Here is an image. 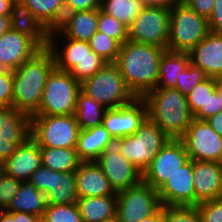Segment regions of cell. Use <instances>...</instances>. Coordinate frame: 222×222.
<instances>
[{
	"mask_svg": "<svg viewBox=\"0 0 222 222\" xmlns=\"http://www.w3.org/2000/svg\"><path fill=\"white\" fill-rule=\"evenodd\" d=\"M166 50L150 44L127 40L121 45L115 64L136 98L156 88L159 62Z\"/></svg>",
	"mask_w": 222,
	"mask_h": 222,
	"instance_id": "6da1fadb",
	"label": "cell"
},
{
	"mask_svg": "<svg viewBox=\"0 0 222 222\" xmlns=\"http://www.w3.org/2000/svg\"><path fill=\"white\" fill-rule=\"evenodd\" d=\"M52 53L42 48L13 71L12 106L33 116L39 109L49 75L55 69Z\"/></svg>",
	"mask_w": 222,
	"mask_h": 222,
	"instance_id": "7a4b0ae2",
	"label": "cell"
},
{
	"mask_svg": "<svg viewBox=\"0 0 222 222\" xmlns=\"http://www.w3.org/2000/svg\"><path fill=\"white\" fill-rule=\"evenodd\" d=\"M142 99L146 103L147 118L171 139H180L194 120L187 97L176 88H154Z\"/></svg>",
	"mask_w": 222,
	"mask_h": 222,
	"instance_id": "3957f363",
	"label": "cell"
},
{
	"mask_svg": "<svg viewBox=\"0 0 222 222\" xmlns=\"http://www.w3.org/2000/svg\"><path fill=\"white\" fill-rule=\"evenodd\" d=\"M209 33L207 18L197 14L181 0L171 5L168 51L189 53Z\"/></svg>",
	"mask_w": 222,
	"mask_h": 222,
	"instance_id": "277c9868",
	"label": "cell"
},
{
	"mask_svg": "<svg viewBox=\"0 0 222 222\" xmlns=\"http://www.w3.org/2000/svg\"><path fill=\"white\" fill-rule=\"evenodd\" d=\"M81 91L106 109L131 103L136 97L127 87L118 66L107 63L92 77L84 79Z\"/></svg>",
	"mask_w": 222,
	"mask_h": 222,
	"instance_id": "5b68a950",
	"label": "cell"
},
{
	"mask_svg": "<svg viewBox=\"0 0 222 222\" xmlns=\"http://www.w3.org/2000/svg\"><path fill=\"white\" fill-rule=\"evenodd\" d=\"M81 84L69 72L55 68L48 77L41 105L33 116L75 114Z\"/></svg>",
	"mask_w": 222,
	"mask_h": 222,
	"instance_id": "8992f818",
	"label": "cell"
},
{
	"mask_svg": "<svg viewBox=\"0 0 222 222\" xmlns=\"http://www.w3.org/2000/svg\"><path fill=\"white\" fill-rule=\"evenodd\" d=\"M170 139L156 123L146 118L134 134L123 137L120 153L143 173Z\"/></svg>",
	"mask_w": 222,
	"mask_h": 222,
	"instance_id": "52a82bcc",
	"label": "cell"
},
{
	"mask_svg": "<svg viewBox=\"0 0 222 222\" xmlns=\"http://www.w3.org/2000/svg\"><path fill=\"white\" fill-rule=\"evenodd\" d=\"M79 131L74 114L31 116V137L40 147L76 148Z\"/></svg>",
	"mask_w": 222,
	"mask_h": 222,
	"instance_id": "ba28073f",
	"label": "cell"
},
{
	"mask_svg": "<svg viewBox=\"0 0 222 222\" xmlns=\"http://www.w3.org/2000/svg\"><path fill=\"white\" fill-rule=\"evenodd\" d=\"M122 145L123 137H112L95 160L116 193L142 181V173L120 153Z\"/></svg>",
	"mask_w": 222,
	"mask_h": 222,
	"instance_id": "9c48e42d",
	"label": "cell"
},
{
	"mask_svg": "<svg viewBox=\"0 0 222 222\" xmlns=\"http://www.w3.org/2000/svg\"><path fill=\"white\" fill-rule=\"evenodd\" d=\"M170 7H144L128 27V40L167 50Z\"/></svg>",
	"mask_w": 222,
	"mask_h": 222,
	"instance_id": "30bf717a",
	"label": "cell"
},
{
	"mask_svg": "<svg viewBox=\"0 0 222 222\" xmlns=\"http://www.w3.org/2000/svg\"><path fill=\"white\" fill-rule=\"evenodd\" d=\"M161 206L157 190L141 181L117 193L116 216L120 222H139Z\"/></svg>",
	"mask_w": 222,
	"mask_h": 222,
	"instance_id": "8fae6325",
	"label": "cell"
},
{
	"mask_svg": "<svg viewBox=\"0 0 222 222\" xmlns=\"http://www.w3.org/2000/svg\"><path fill=\"white\" fill-rule=\"evenodd\" d=\"M29 181L35 189L45 193L49 205L77 203L75 171L56 172L41 165Z\"/></svg>",
	"mask_w": 222,
	"mask_h": 222,
	"instance_id": "7c38bea8",
	"label": "cell"
},
{
	"mask_svg": "<svg viewBox=\"0 0 222 222\" xmlns=\"http://www.w3.org/2000/svg\"><path fill=\"white\" fill-rule=\"evenodd\" d=\"M188 160L184 142L181 139H170L142 173V181L158 190Z\"/></svg>",
	"mask_w": 222,
	"mask_h": 222,
	"instance_id": "4fadbf2b",
	"label": "cell"
},
{
	"mask_svg": "<svg viewBox=\"0 0 222 222\" xmlns=\"http://www.w3.org/2000/svg\"><path fill=\"white\" fill-rule=\"evenodd\" d=\"M191 160L222 163V137L205 120L195 119L180 138Z\"/></svg>",
	"mask_w": 222,
	"mask_h": 222,
	"instance_id": "5bb4252c",
	"label": "cell"
},
{
	"mask_svg": "<svg viewBox=\"0 0 222 222\" xmlns=\"http://www.w3.org/2000/svg\"><path fill=\"white\" fill-rule=\"evenodd\" d=\"M29 137L31 116L13 106L0 109V164H3Z\"/></svg>",
	"mask_w": 222,
	"mask_h": 222,
	"instance_id": "9a60e30c",
	"label": "cell"
},
{
	"mask_svg": "<svg viewBox=\"0 0 222 222\" xmlns=\"http://www.w3.org/2000/svg\"><path fill=\"white\" fill-rule=\"evenodd\" d=\"M146 118L145 101L142 98H135L129 104L106 109L102 125L112 137H125L134 134Z\"/></svg>",
	"mask_w": 222,
	"mask_h": 222,
	"instance_id": "2e32d148",
	"label": "cell"
},
{
	"mask_svg": "<svg viewBox=\"0 0 222 222\" xmlns=\"http://www.w3.org/2000/svg\"><path fill=\"white\" fill-rule=\"evenodd\" d=\"M157 192L161 205L195 206L192 160L180 167Z\"/></svg>",
	"mask_w": 222,
	"mask_h": 222,
	"instance_id": "e0dca14e",
	"label": "cell"
},
{
	"mask_svg": "<svg viewBox=\"0 0 222 222\" xmlns=\"http://www.w3.org/2000/svg\"><path fill=\"white\" fill-rule=\"evenodd\" d=\"M41 49L33 39L10 28L0 36V69L14 71Z\"/></svg>",
	"mask_w": 222,
	"mask_h": 222,
	"instance_id": "ac0fdd59",
	"label": "cell"
},
{
	"mask_svg": "<svg viewBox=\"0 0 222 222\" xmlns=\"http://www.w3.org/2000/svg\"><path fill=\"white\" fill-rule=\"evenodd\" d=\"M195 206L222 197V163L192 160Z\"/></svg>",
	"mask_w": 222,
	"mask_h": 222,
	"instance_id": "d6986e66",
	"label": "cell"
},
{
	"mask_svg": "<svg viewBox=\"0 0 222 222\" xmlns=\"http://www.w3.org/2000/svg\"><path fill=\"white\" fill-rule=\"evenodd\" d=\"M41 165L40 146L32 137L18 146L16 151L2 164L6 175L21 182L30 180Z\"/></svg>",
	"mask_w": 222,
	"mask_h": 222,
	"instance_id": "ffe728a7",
	"label": "cell"
},
{
	"mask_svg": "<svg viewBox=\"0 0 222 222\" xmlns=\"http://www.w3.org/2000/svg\"><path fill=\"white\" fill-rule=\"evenodd\" d=\"M190 63L209 77L222 78V33L210 32L190 52Z\"/></svg>",
	"mask_w": 222,
	"mask_h": 222,
	"instance_id": "44dd1931",
	"label": "cell"
},
{
	"mask_svg": "<svg viewBox=\"0 0 222 222\" xmlns=\"http://www.w3.org/2000/svg\"><path fill=\"white\" fill-rule=\"evenodd\" d=\"M75 174L78 198L117 196L110 181L95 161H81Z\"/></svg>",
	"mask_w": 222,
	"mask_h": 222,
	"instance_id": "7402d4cb",
	"label": "cell"
},
{
	"mask_svg": "<svg viewBox=\"0 0 222 222\" xmlns=\"http://www.w3.org/2000/svg\"><path fill=\"white\" fill-rule=\"evenodd\" d=\"M98 31V10L75 11L65 14L61 25L50 31L49 39L60 37L89 41ZM58 35V36H57Z\"/></svg>",
	"mask_w": 222,
	"mask_h": 222,
	"instance_id": "603a6c76",
	"label": "cell"
},
{
	"mask_svg": "<svg viewBox=\"0 0 222 222\" xmlns=\"http://www.w3.org/2000/svg\"><path fill=\"white\" fill-rule=\"evenodd\" d=\"M11 29L33 39L41 48H48L50 31L20 0H14L10 15Z\"/></svg>",
	"mask_w": 222,
	"mask_h": 222,
	"instance_id": "cb8c5ba5",
	"label": "cell"
},
{
	"mask_svg": "<svg viewBox=\"0 0 222 222\" xmlns=\"http://www.w3.org/2000/svg\"><path fill=\"white\" fill-rule=\"evenodd\" d=\"M65 41L67 43L62 45L64 49L56 46L55 39L48 41V49L53 55L55 67L58 70L69 72L84 58H101L91 49L87 41H77L70 38H66Z\"/></svg>",
	"mask_w": 222,
	"mask_h": 222,
	"instance_id": "d4e9b609",
	"label": "cell"
},
{
	"mask_svg": "<svg viewBox=\"0 0 222 222\" xmlns=\"http://www.w3.org/2000/svg\"><path fill=\"white\" fill-rule=\"evenodd\" d=\"M46 205L47 199L45 193L35 189L33 184L28 180L21 182L16 196L12 199L6 211L25 212L43 217Z\"/></svg>",
	"mask_w": 222,
	"mask_h": 222,
	"instance_id": "484cf974",
	"label": "cell"
},
{
	"mask_svg": "<svg viewBox=\"0 0 222 222\" xmlns=\"http://www.w3.org/2000/svg\"><path fill=\"white\" fill-rule=\"evenodd\" d=\"M112 136L103 125L80 130L76 151L81 161H95Z\"/></svg>",
	"mask_w": 222,
	"mask_h": 222,
	"instance_id": "4316f807",
	"label": "cell"
},
{
	"mask_svg": "<svg viewBox=\"0 0 222 222\" xmlns=\"http://www.w3.org/2000/svg\"><path fill=\"white\" fill-rule=\"evenodd\" d=\"M190 64L188 52L166 50L159 62V76L156 88H175L177 78Z\"/></svg>",
	"mask_w": 222,
	"mask_h": 222,
	"instance_id": "83f0119b",
	"label": "cell"
},
{
	"mask_svg": "<svg viewBox=\"0 0 222 222\" xmlns=\"http://www.w3.org/2000/svg\"><path fill=\"white\" fill-rule=\"evenodd\" d=\"M82 222H101L116 215L117 196L78 198Z\"/></svg>",
	"mask_w": 222,
	"mask_h": 222,
	"instance_id": "f1b7e54d",
	"label": "cell"
},
{
	"mask_svg": "<svg viewBox=\"0 0 222 222\" xmlns=\"http://www.w3.org/2000/svg\"><path fill=\"white\" fill-rule=\"evenodd\" d=\"M49 30L57 29L65 17L64 0H20Z\"/></svg>",
	"mask_w": 222,
	"mask_h": 222,
	"instance_id": "f546056e",
	"label": "cell"
},
{
	"mask_svg": "<svg viewBox=\"0 0 222 222\" xmlns=\"http://www.w3.org/2000/svg\"><path fill=\"white\" fill-rule=\"evenodd\" d=\"M42 166L56 172L76 171L81 162L76 148L40 147Z\"/></svg>",
	"mask_w": 222,
	"mask_h": 222,
	"instance_id": "4dcf8cb0",
	"label": "cell"
},
{
	"mask_svg": "<svg viewBox=\"0 0 222 222\" xmlns=\"http://www.w3.org/2000/svg\"><path fill=\"white\" fill-rule=\"evenodd\" d=\"M106 108L91 97L79 92L75 110L76 121L80 130L102 125Z\"/></svg>",
	"mask_w": 222,
	"mask_h": 222,
	"instance_id": "1f68e13d",
	"label": "cell"
},
{
	"mask_svg": "<svg viewBox=\"0 0 222 222\" xmlns=\"http://www.w3.org/2000/svg\"><path fill=\"white\" fill-rule=\"evenodd\" d=\"M144 5L139 0H101L100 9L129 27Z\"/></svg>",
	"mask_w": 222,
	"mask_h": 222,
	"instance_id": "d6a6232c",
	"label": "cell"
},
{
	"mask_svg": "<svg viewBox=\"0 0 222 222\" xmlns=\"http://www.w3.org/2000/svg\"><path fill=\"white\" fill-rule=\"evenodd\" d=\"M217 78L209 77L199 83L187 96L188 106L195 119L207 120V101L216 91Z\"/></svg>",
	"mask_w": 222,
	"mask_h": 222,
	"instance_id": "836d02e7",
	"label": "cell"
},
{
	"mask_svg": "<svg viewBox=\"0 0 222 222\" xmlns=\"http://www.w3.org/2000/svg\"><path fill=\"white\" fill-rule=\"evenodd\" d=\"M91 49L107 63H115L121 44L106 34L97 31L88 41Z\"/></svg>",
	"mask_w": 222,
	"mask_h": 222,
	"instance_id": "e575fe53",
	"label": "cell"
},
{
	"mask_svg": "<svg viewBox=\"0 0 222 222\" xmlns=\"http://www.w3.org/2000/svg\"><path fill=\"white\" fill-rule=\"evenodd\" d=\"M42 222H82L77 203L68 205H46Z\"/></svg>",
	"mask_w": 222,
	"mask_h": 222,
	"instance_id": "d590c367",
	"label": "cell"
},
{
	"mask_svg": "<svg viewBox=\"0 0 222 222\" xmlns=\"http://www.w3.org/2000/svg\"><path fill=\"white\" fill-rule=\"evenodd\" d=\"M98 31L117 40L121 45L128 40V27L101 9H98Z\"/></svg>",
	"mask_w": 222,
	"mask_h": 222,
	"instance_id": "8d00e7d4",
	"label": "cell"
},
{
	"mask_svg": "<svg viewBox=\"0 0 222 222\" xmlns=\"http://www.w3.org/2000/svg\"><path fill=\"white\" fill-rule=\"evenodd\" d=\"M208 78L209 76L201 68L190 63L188 67L181 72V76L177 78L175 88L187 97L199 83Z\"/></svg>",
	"mask_w": 222,
	"mask_h": 222,
	"instance_id": "74e56055",
	"label": "cell"
},
{
	"mask_svg": "<svg viewBox=\"0 0 222 222\" xmlns=\"http://www.w3.org/2000/svg\"><path fill=\"white\" fill-rule=\"evenodd\" d=\"M107 62L102 58H84L69 73L80 83L101 70Z\"/></svg>",
	"mask_w": 222,
	"mask_h": 222,
	"instance_id": "f35d334b",
	"label": "cell"
},
{
	"mask_svg": "<svg viewBox=\"0 0 222 222\" xmlns=\"http://www.w3.org/2000/svg\"><path fill=\"white\" fill-rule=\"evenodd\" d=\"M167 222H203L196 206L166 205Z\"/></svg>",
	"mask_w": 222,
	"mask_h": 222,
	"instance_id": "ab89813d",
	"label": "cell"
},
{
	"mask_svg": "<svg viewBox=\"0 0 222 222\" xmlns=\"http://www.w3.org/2000/svg\"><path fill=\"white\" fill-rule=\"evenodd\" d=\"M21 181L3 174L0 180V208L6 210L16 196Z\"/></svg>",
	"mask_w": 222,
	"mask_h": 222,
	"instance_id": "60d3db41",
	"label": "cell"
},
{
	"mask_svg": "<svg viewBox=\"0 0 222 222\" xmlns=\"http://www.w3.org/2000/svg\"><path fill=\"white\" fill-rule=\"evenodd\" d=\"M203 222H222V197L196 205Z\"/></svg>",
	"mask_w": 222,
	"mask_h": 222,
	"instance_id": "b9f144b4",
	"label": "cell"
},
{
	"mask_svg": "<svg viewBox=\"0 0 222 222\" xmlns=\"http://www.w3.org/2000/svg\"><path fill=\"white\" fill-rule=\"evenodd\" d=\"M13 71L0 69V109L12 107Z\"/></svg>",
	"mask_w": 222,
	"mask_h": 222,
	"instance_id": "7bdbcfd3",
	"label": "cell"
},
{
	"mask_svg": "<svg viewBox=\"0 0 222 222\" xmlns=\"http://www.w3.org/2000/svg\"><path fill=\"white\" fill-rule=\"evenodd\" d=\"M65 14L75 11L98 10L101 0H64Z\"/></svg>",
	"mask_w": 222,
	"mask_h": 222,
	"instance_id": "ee69618b",
	"label": "cell"
},
{
	"mask_svg": "<svg viewBox=\"0 0 222 222\" xmlns=\"http://www.w3.org/2000/svg\"><path fill=\"white\" fill-rule=\"evenodd\" d=\"M0 222H42V217L25 212H0Z\"/></svg>",
	"mask_w": 222,
	"mask_h": 222,
	"instance_id": "f6af8a7d",
	"label": "cell"
},
{
	"mask_svg": "<svg viewBox=\"0 0 222 222\" xmlns=\"http://www.w3.org/2000/svg\"><path fill=\"white\" fill-rule=\"evenodd\" d=\"M190 9L194 10L197 14L209 18L212 9L215 5V0H181Z\"/></svg>",
	"mask_w": 222,
	"mask_h": 222,
	"instance_id": "bcb514c9",
	"label": "cell"
},
{
	"mask_svg": "<svg viewBox=\"0 0 222 222\" xmlns=\"http://www.w3.org/2000/svg\"><path fill=\"white\" fill-rule=\"evenodd\" d=\"M208 24L210 32L222 33V0H215Z\"/></svg>",
	"mask_w": 222,
	"mask_h": 222,
	"instance_id": "7dc6e473",
	"label": "cell"
},
{
	"mask_svg": "<svg viewBox=\"0 0 222 222\" xmlns=\"http://www.w3.org/2000/svg\"><path fill=\"white\" fill-rule=\"evenodd\" d=\"M222 111L221 98L217 91L209 96L207 101V119Z\"/></svg>",
	"mask_w": 222,
	"mask_h": 222,
	"instance_id": "c3c4849f",
	"label": "cell"
},
{
	"mask_svg": "<svg viewBox=\"0 0 222 222\" xmlns=\"http://www.w3.org/2000/svg\"><path fill=\"white\" fill-rule=\"evenodd\" d=\"M213 129V131L222 137V111L205 120Z\"/></svg>",
	"mask_w": 222,
	"mask_h": 222,
	"instance_id": "681fc988",
	"label": "cell"
},
{
	"mask_svg": "<svg viewBox=\"0 0 222 222\" xmlns=\"http://www.w3.org/2000/svg\"><path fill=\"white\" fill-rule=\"evenodd\" d=\"M139 222H167L166 205H162L153 215L146 217Z\"/></svg>",
	"mask_w": 222,
	"mask_h": 222,
	"instance_id": "f907efd6",
	"label": "cell"
},
{
	"mask_svg": "<svg viewBox=\"0 0 222 222\" xmlns=\"http://www.w3.org/2000/svg\"><path fill=\"white\" fill-rule=\"evenodd\" d=\"M144 7H171L179 0H139Z\"/></svg>",
	"mask_w": 222,
	"mask_h": 222,
	"instance_id": "816d5d0a",
	"label": "cell"
},
{
	"mask_svg": "<svg viewBox=\"0 0 222 222\" xmlns=\"http://www.w3.org/2000/svg\"><path fill=\"white\" fill-rule=\"evenodd\" d=\"M14 0H0V16H10Z\"/></svg>",
	"mask_w": 222,
	"mask_h": 222,
	"instance_id": "f5cc1de1",
	"label": "cell"
},
{
	"mask_svg": "<svg viewBox=\"0 0 222 222\" xmlns=\"http://www.w3.org/2000/svg\"><path fill=\"white\" fill-rule=\"evenodd\" d=\"M11 28L10 16H0V36Z\"/></svg>",
	"mask_w": 222,
	"mask_h": 222,
	"instance_id": "db71d44e",
	"label": "cell"
},
{
	"mask_svg": "<svg viewBox=\"0 0 222 222\" xmlns=\"http://www.w3.org/2000/svg\"><path fill=\"white\" fill-rule=\"evenodd\" d=\"M216 91L218 92L222 102V78L217 79Z\"/></svg>",
	"mask_w": 222,
	"mask_h": 222,
	"instance_id": "11a10c76",
	"label": "cell"
},
{
	"mask_svg": "<svg viewBox=\"0 0 222 222\" xmlns=\"http://www.w3.org/2000/svg\"><path fill=\"white\" fill-rule=\"evenodd\" d=\"M101 222H120V220L118 219V217L115 215L114 217L112 218H109V219H105Z\"/></svg>",
	"mask_w": 222,
	"mask_h": 222,
	"instance_id": "9f6ffc18",
	"label": "cell"
},
{
	"mask_svg": "<svg viewBox=\"0 0 222 222\" xmlns=\"http://www.w3.org/2000/svg\"><path fill=\"white\" fill-rule=\"evenodd\" d=\"M3 174H4V169H3L2 164H0V180H1L2 176H3Z\"/></svg>",
	"mask_w": 222,
	"mask_h": 222,
	"instance_id": "6f0895ef",
	"label": "cell"
}]
</instances>
